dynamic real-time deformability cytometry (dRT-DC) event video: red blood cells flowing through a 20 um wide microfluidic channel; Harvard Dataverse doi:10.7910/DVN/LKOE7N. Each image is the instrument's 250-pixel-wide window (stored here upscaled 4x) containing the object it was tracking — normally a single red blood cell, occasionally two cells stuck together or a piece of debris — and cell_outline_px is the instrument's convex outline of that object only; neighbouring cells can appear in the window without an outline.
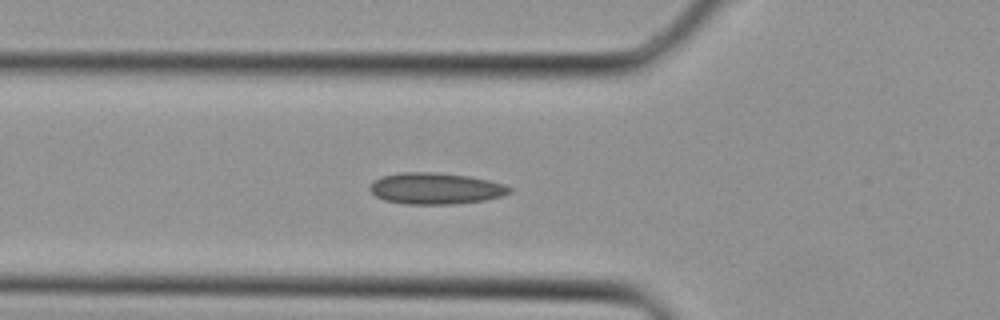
{"species": "Egyptian fruit bat (a non-hibernating species)", "species_latin": "Rousettus aegyptiacus", "temperature_condition": "cold", "stored_images_in_passage": 27, "segment_of_instrument_passage": [1, 2], "camera_frame_rate_fps": 3000, "um_per_image_px": 0.085, "animal": {"sex": "female"}, "frame": {"image": 1, "passage_image": 3, "time_ms": 0.667, "image_size_px": [1000, 320], "cell_outline_px": [[512, 192], [500, 196], [484, 200], [456, 204], [404, 204], [384, 200], [376, 196], [368, 188], [376, 180], [384, 176], [400, 172], [432, 172], [468, 176], [488, 180], [504, 184], [512, 188]], "centroid_in_image_um": [37.04, 16.03], "position_along_channel_um": 88.8, "area_um2": 25.37}}
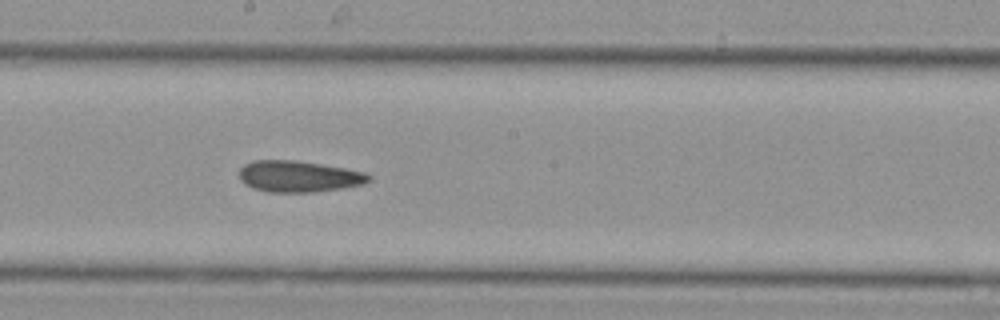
{"frame": {"image": 2, "passage_image": 10, "time_ms": 3.0, "image_size_px": [1000, 320], "cell_outline_px": [[372, 180], [364, 184], [340, 188], [312, 192], [268, 192], [252, 188], [244, 184], [240, 180], [240, 168], [244, 164], [252, 160], [296, 160], [344, 168], [364, 172], [372, 176]], "centroid_in_image_um": [25.37, 14.99], "position_along_channel_um": 222.8, "area_um2": 23.7}}
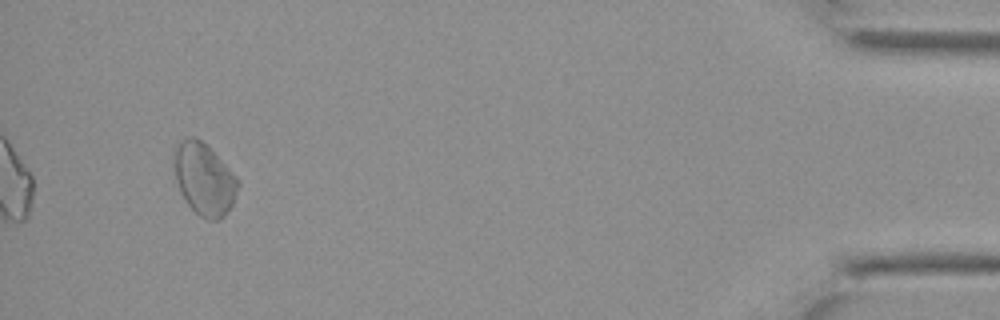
{"frame": {"image": 3, "passage_image": 24, "time_ms": 7.667, "image_size_px": [1000, 320], "cell_outline_px": [[240, 184], [232, 204], [224, 216], [220, 220], [208, 220], [200, 216], [188, 204], [180, 192], [176, 180], [176, 148], [180, 140], [188, 136], [192, 136], [200, 140], [240, 180]], "centroid_in_image_um": [17.38, 15.26], "position_along_channel_um": 417.8, "area_um2": 26.07}}